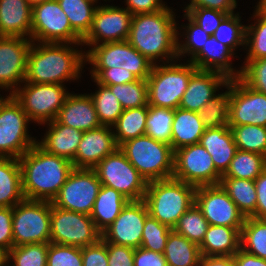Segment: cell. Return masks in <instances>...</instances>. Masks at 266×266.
I'll return each instance as SVG.
<instances>
[{"mask_svg": "<svg viewBox=\"0 0 266 266\" xmlns=\"http://www.w3.org/2000/svg\"><path fill=\"white\" fill-rule=\"evenodd\" d=\"M12 208L0 207V247L9 251L13 247Z\"/></svg>", "mask_w": 266, "mask_h": 266, "instance_id": "6f0895ef", "label": "cell"}, {"mask_svg": "<svg viewBox=\"0 0 266 266\" xmlns=\"http://www.w3.org/2000/svg\"><path fill=\"white\" fill-rule=\"evenodd\" d=\"M28 115L12 94L0 103V157L19 159L37 141L27 133ZM33 139V140H32Z\"/></svg>", "mask_w": 266, "mask_h": 266, "instance_id": "30bf717a", "label": "cell"}, {"mask_svg": "<svg viewBox=\"0 0 266 266\" xmlns=\"http://www.w3.org/2000/svg\"><path fill=\"white\" fill-rule=\"evenodd\" d=\"M12 213L13 246L50 243L51 201L23 199Z\"/></svg>", "mask_w": 266, "mask_h": 266, "instance_id": "52a82bcc", "label": "cell"}, {"mask_svg": "<svg viewBox=\"0 0 266 266\" xmlns=\"http://www.w3.org/2000/svg\"><path fill=\"white\" fill-rule=\"evenodd\" d=\"M8 261V251L0 247V266H5Z\"/></svg>", "mask_w": 266, "mask_h": 266, "instance_id": "03108f58", "label": "cell"}, {"mask_svg": "<svg viewBox=\"0 0 266 266\" xmlns=\"http://www.w3.org/2000/svg\"><path fill=\"white\" fill-rule=\"evenodd\" d=\"M220 185L244 217H250L256 211L257 191L254 181L221 177Z\"/></svg>", "mask_w": 266, "mask_h": 266, "instance_id": "1f68e13d", "label": "cell"}, {"mask_svg": "<svg viewBox=\"0 0 266 266\" xmlns=\"http://www.w3.org/2000/svg\"><path fill=\"white\" fill-rule=\"evenodd\" d=\"M237 149L266 157V127L257 125H228Z\"/></svg>", "mask_w": 266, "mask_h": 266, "instance_id": "74e56055", "label": "cell"}, {"mask_svg": "<svg viewBox=\"0 0 266 266\" xmlns=\"http://www.w3.org/2000/svg\"><path fill=\"white\" fill-rule=\"evenodd\" d=\"M240 248L266 260V219L245 217L241 229Z\"/></svg>", "mask_w": 266, "mask_h": 266, "instance_id": "d590c367", "label": "cell"}, {"mask_svg": "<svg viewBox=\"0 0 266 266\" xmlns=\"http://www.w3.org/2000/svg\"><path fill=\"white\" fill-rule=\"evenodd\" d=\"M153 63L143 56L127 41V58L126 61L120 65L132 72L138 79L147 80L149 77Z\"/></svg>", "mask_w": 266, "mask_h": 266, "instance_id": "f5cc1de1", "label": "cell"}, {"mask_svg": "<svg viewBox=\"0 0 266 266\" xmlns=\"http://www.w3.org/2000/svg\"><path fill=\"white\" fill-rule=\"evenodd\" d=\"M229 79L217 72L196 70L190 77L188 87L181 98L179 107L199 112L206 103L217 96L219 86H227Z\"/></svg>", "mask_w": 266, "mask_h": 266, "instance_id": "44dd1931", "label": "cell"}, {"mask_svg": "<svg viewBox=\"0 0 266 266\" xmlns=\"http://www.w3.org/2000/svg\"><path fill=\"white\" fill-rule=\"evenodd\" d=\"M24 199L53 201L74 169L66 158L35 143L19 159Z\"/></svg>", "mask_w": 266, "mask_h": 266, "instance_id": "6da1fadb", "label": "cell"}, {"mask_svg": "<svg viewBox=\"0 0 266 266\" xmlns=\"http://www.w3.org/2000/svg\"><path fill=\"white\" fill-rule=\"evenodd\" d=\"M266 127V94L247 86L240 78L230 80V112L228 125Z\"/></svg>", "mask_w": 266, "mask_h": 266, "instance_id": "2e32d148", "label": "cell"}, {"mask_svg": "<svg viewBox=\"0 0 266 266\" xmlns=\"http://www.w3.org/2000/svg\"><path fill=\"white\" fill-rule=\"evenodd\" d=\"M222 175L216 170L211 155L200 144L174 151L172 178L195 187L220 184Z\"/></svg>", "mask_w": 266, "mask_h": 266, "instance_id": "4fadbf2b", "label": "cell"}, {"mask_svg": "<svg viewBox=\"0 0 266 266\" xmlns=\"http://www.w3.org/2000/svg\"><path fill=\"white\" fill-rule=\"evenodd\" d=\"M235 266H266V260L249 254L241 248L233 255Z\"/></svg>", "mask_w": 266, "mask_h": 266, "instance_id": "be15d7a7", "label": "cell"}, {"mask_svg": "<svg viewBox=\"0 0 266 266\" xmlns=\"http://www.w3.org/2000/svg\"><path fill=\"white\" fill-rule=\"evenodd\" d=\"M236 6V0H191V3L187 5V7H200L219 10L228 14H232Z\"/></svg>", "mask_w": 266, "mask_h": 266, "instance_id": "6125c7cd", "label": "cell"}, {"mask_svg": "<svg viewBox=\"0 0 266 266\" xmlns=\"http://www.w3.org/2000/svg\"><path fill=\"white\" fill-rule=\"evenodd\" d=\"M208 226L209 223L204 218L202 211L194 204L179 218L173 230L189 241L200 245Z\"/></svg>", "mask_w": 266, "mask_h": 266, "instance_id": "b9f144b4", "label": "cell"}, {"mask_svg": "<svg viewBox=\"0 0 266 266\" xmlns=\"http://www.w3.org/2000/svg\"><path fill=\"white\" fill-rule=\"evenodd\" d=\"M23 199L19 160L0 157V207L13 208Z\"/></svg>", "mask_w": 266, "mask_h": 266, "instance_id": "f546056e", "label": "cell"}, {"mask_svg": "<svg viewBox=\"0 0 266 266\" xmlns=\"http://www.w3.org/2000/svg\"><path fill=\"white\" fill-rule=\"evenodd\" d=\"M233 51L214 36H210L203 46L202 50L190 60L198 70H207L220 73L229 80L241 77V69L237 72L231 68L230 59Z\"/></svg>", "mask_w": 266, "mask_h": 266, "instance_id": "d4e9b609", "label": "cell"}, {"mask_svg": "<svg viewBox=\"0 0 266 266\" xmlns=\"http://www.w3.org/2000/svg\"><path fill=\"white\" fill-rule=\"evenodd\" d=\"M256 7V10L266 13V0H260Z\"/></svg>", "mask_w": 266, "mask_h": 266, "instance_id": "003e7915", "label": "cell"}, {"mask_svg": "<svg viewBox=\"0 0 266 266\" xmlns=\"http://www.w3.org/2000/svg\"><path fill=\"white\" fill-rule=\"evenodd\" d=\"M63 44H31L24 82L63 85L65 80H76L83 67L85 54Z\"/></svg>", "mask_w": 266, "mask_h": 266, "instance_id": "3957f363", "label": "cell"}, {"mask_svg": "<svg viewBox=\"0 0 266 266\" xmlns=\"http://www.w3.org/2000/svg\"><path fill=\"white\" fill-rule=\"evenodd\" d=\"M47 266H83L82 248L50 242Z\"/></svg>", "mask_w": 266, "mask_h": 266, "instance_id": "681fc988", "label": "cell"}, {"mask_svg": "<svg viewBox=\"0 0 266 266\" xmlns=\"http://www.w3.org/2000/svg\"><path fill=\"white\" fill-rule=\"evenodd\" d=\"M99 90L90 97L94 103L99 122L103 126H111L117 121L123 113L121 103L111 92V90L104 85L97 83Z\"/></svg>", "mask_w": 266, "mask_h": 266, "instance_id": "60d3db41", "label": "cell"}, {"mask_svg": "<svg viewBox=\"0 0 266 266\" xmlns=\"http://www.w3.org/2000/svg\"><path fill=\"white\" fill-rule=\"evenodd\" d=\"M257 191L256 211L250 216L257 219H266V168L254 180Z\"/></svg>", "mask_w": 266, "mask_h": 266, "instance_id": "91938a15", "label": "cell"}, {"mask_svg": "<svg viewBox=\"0 0 266 266\" xmlns=\"http://www.w3.org/2000/svg\"><path fill=\"white\" fill-rule=\"evenodd\" d=\"M67 15L71 27L84 38L90 31L97 8L93 7L97 0H57Z\"/></svg>", "mask_w": 266, "mask_h": 266, "instance_id": "e575fe53", "label": "cell"}, {"mask_svg": "<svg viewBox=\"0 0 266 266\" xmlns=\"http://www.w3.org/2000/svg\"><path fill=\"white\" fill-rule=\"evenodd\" d=\"M226 87L228 91L210 99L201 111L198 112L205 129L228 126L230 112V80Z\"/></svg>", "mask_w": 266, "mask_h": 266, "instance_id": "f35d334b", "label": "cell"}, {"mask_svg": "<svg viewBox=\"0 0 266 266\" xmlns=\"http://www.w3.org/2000/svg\"><path fill=\"white\" fill-rule=\"evenodd\" d=\"M134 266H168L162 253L146 250L142 247L135 248Z\"/></svg>", "mask_w": 266, "mask_h": 266, "instance_id": "680465c9", "label": "cell"}, {"mask_svg": "<svg viewBox=\"0 0 266 266\" xmlns=\"http://www.w3.org/2000/svg\"><path fill=\"white\" fill-rule=\"evenodd\" d=\"M28 1H29V3H30L32 6H34V5L38 4V3L43 2L44 0H28Z\"/></svg>", "mask_w": 266, "mask_h": 266, "instance_id": "a7ac6f4b", "label": "cell"}, {"mask_svg": "<svg viewBox=\"0 0 266 266\" xmlns=\"http://www.w3.org/2000/svg\"><path fill=\"white\" fill-rule=\"evenodd\" d=\"M189 64H154L149 77L148 105L176 109L188 87L191 75L197 68Z\"/></svg>", "mask_w": 266, "mask_h": 266, "instance_id": "8992f818", "label": "cell"}, {"mask_svg": "<svg viewBox=\"0 0 266 266\" xmlns=\"http://www.w3.org/2000/svg\"><path fill=\"white\" fill-rule=\"evenodd\" d=\"M25 83L24 88H17L12 95L30 121L45 124L55 120L70 93L61 84Z\"/></svg>", "mask_w": 266, "mask_h": 266, "instance_id": "7c38bea8", "label": "cell"}, {"mask_svg": "<svg viewBox=\"0 0 266 266\" xmlns=\"http://www.w3.org/2000/svg\"><path fill=\"white\" fill-rule=\"evenodd\" d=\"M199 143L211 155L216 170L224 175L238 150L230 127L205 129Z\"/></svg>", "mask_w": 266, "mask_h": 266, "instance_id": "cb8c5ba5", "label": "cell"}, {"mask_svg": "<svg viewBox=\"0 0 266 266\" xmlns=\"http://www.w3.org/2000/svg\"><path fill=\"white\" fill-rule=\"evenodd\" d=\"M240 79L253 90L266 94V57L246 61Z\"/></svg>", "mask_w": 266, "mask_h": 266, "instance_id": "f907efd6", "label": "cell"}, {"mask_svg": "<svg viewBox=\"0 0 266 266\" xmlns=\"http://www.w3.org/2000/svg\"><path fill=\"white\" fill-rule=\"evenodd\" d=\"M132 16L125 8L97 6L92 27L82 39V44L93 46L99 45L101 40L102 44L126 41L129 37Z\"/></svg>", "mask_w": 266, "mask_h": 266, "instance_id": "e0dca14e", "label": "cell"}, {"mask_svg": "<svg viewBox=\"0 0 266 266\" xmlns=\"http://www.w3.org/2000/svg\"><path fill=\"white\" fill-rule=\"evenodd\" d=\"M199 266H235L233 256H203Z\"/></svg>", "mask_w": 266, "mask_h": 266, "instance_id": "e7e4bbea", "label": "cell"}, {"mask_svg": "<svg viewBox=\"0 0 266 266\" xmlns=\"http://www.w3.org/2000/svg\"><path fill=\"white\" fill-rule=\"evenodd\" d=\"M187 20L189 21L188 26L185 27L187 35L186 43L181 45L178 41V35L180 34L177 31V57L179 58L183 54L190 53L193 59L203 48L208 38L211 35L206 33L197 23H195L187 14H184Z\"/></svg>", "mask_w": 266, "mask_h": 266, "instance_id": "c3c4849f", "label": "cell"}, {"mask_svg": "<svg viewBox=\"0 0 266 266\" xmlns=\"http://www.w3.org/2000/svg\"><path fill=\"white\" fill-rule=\"evenodd\" d=\"M48 125L49 131L41 142L37 141V144L46 152L66 158L72 162L84 132L60 124L56 119L49 122Z\"/></svg>", "mask_w": 266, "mask_h": 266, "instance_id": "484cf974", "label": "cell"}, {"mask_svg": "<svg viewBox=\"0 0 266 266\" xmlns=\"http://www.w3.org/2000/svg\"><path fill=\"white\" fill-rule=\"evenodd\" d=\"M173 119L174 109L148 105L145 135L171 145Z\"/></svg>", "mask_w": 266, "mask_h": 266, "instance_id": "ab89813d", "label": "cell"}, {"mask_svg": "<svg viewBox=\"0 0 266 266\" xmlns=\"http://www.w3.org/2000/svg\"><path fill=\"white\" fill-rule=\"evenodd\" d=\"M31 41L82 44L57 0H44L32 6ZM71 42V43H70Z\"/></svg>", "mask_w": 266, "mask_h": 266, "instance_id": "9c48e42d", "label": "cell"}, {"mask_svg": "<svg viewBox=\"0 0 266 266\" xmlns=\"http://www.w3.org/2000/svg\"><path fill=\"white\" fill-rule=\"evenodd\" d=\"M127 41L153 64L177 58V27L170 8L133 15ZM171 58V59H170Z\"/></svg>", "mask_w": 266, "mask_h": 266, "instance_id": "7a4b0ae2", "label": "cell"}, {"mask_svg": "<svg viewBox=\"0 0 266 266\" xmlns=\"http://www.w3.org/2000/svg\"><path fill=\"white\" fill-rule=\"evenodd\" d=\"M85 54V61H89L93 69L120 68L127 58V40L93 45Z\"/></svg>", "mask_w": 266, "mask_h": 266, "instance_id": "836d02e7", "label": "cell"}, {"mask_svg": "<svg viewBox=\"0 0 266 266\" xmlns=\"http://www.w3.org/2000/svg\"><path fill=\"white\" fill-rule=\"evenodd\" d=\"M48 246L49 243L13 246L8 251V261L14 262L11 266H47Z\"/></svg>", "mask_w": 266, "mask_h": 266, "instance_id": "ee69618b", "label": "cell"}, {"mask_svg": "<svg viewBox=\"0 0 266 266\" xmlns=\"http://www.w3.org/2000/svg\"><path fill=\"white\" fill-rule=\"evenodd\" d=\"M195 190V186L174 178L152 181L147 184L143 201L150 216L173 229L195 204Z\"/></svg>", "mask_w": 266, "mask_h": 266, "instance_id": "277c9868", "label": "cell"}, {"mask_svg": "<svg viewBox=\"0 0 266 266\" xmlns=\"http://www.w3.org/2000/svg\"><path fill=\"white\" fill-rule=\"evenodd\" d=\"M56 120L63 125L82 132L101 127L94 103L90 95L69 94L61 107Z\"/></svg>", "mask_w": 266, "mask_h": 266, "instance_id": "7402d4cb", "label": "cell"}, {"mask_svg": "<svg viewBox=\"0 0 266 266\" xmlns=\"http://www.w3.org/2000/svg\"><path fill=\"white\" fill-rule=\"evenodd\" d=\"M195 204L210 225L243 227L244 215L220 184L196 187Z\"/></svg>", "mask_w": 266, "mask_h": 266, "instance_id": "9a60e30c", "label": "cell"}, {"mask_svg": "<svg viewBox=\"0 0 266 266\" xmlns=\"http://www.w3.org/2000/svg\"><path fill=\"white\" fill-rule=\"evenodd\" d=\"M255 11L254 16L258 23L256 22L254 26H246L245 44L249 46L246 61L266 57V13Z\"/></svg>", "mask_w": 266, "mask_h": 266, "instance_id": "bcb514c9", "label": "cell"}, {"mask_svg": "<svg viewBox=\"0 0 266 266\" xmlns=\"http://www.w3.org/2000/svg\"><path fill=\"white\" fill-rule=\"evenodd\" d=\"M127 7L132 15L155 13L167 8L160 0H126Z\"/></svg>", "mask_w": 266, "mask_h": 266, "instance_id": "94428289", "label": "cell"}, {"mask_svg": "<svg viewBox=\"0 0 266 266\" xmlns=\"http://www.w3.org/2000/svg\"><path fill=\"white\" fill-rule=\"evenodd\" d=\"M102 233L90 215L56 207L51 202L50 242L82 248L96 244Z\"/></svg>", "mask_w": 266, "mask_h": 266, "instance_id": "8fae6325", "label": "cell"}, {"mask_svg": "<svg viewBox=\"0 0 266 266\" xmlns=\"http://www.w3.org/2000/svg\"><path fill=\"white\" fill-rule=\"evenodd\" d=\"M93 169L102 185L119 191L129 201L143 200L148 183L119 148Z\"/></svg>", "mask_w": 266, "mask_h": 266, "instance_id": "ba28073f", "label": "cell"}, {"mask_svg": "<svg viewBox=\"0 0 266 266\" xmlns=\"http://www.w3.org/2000/svg\"><path fill=\"white\" fill-rule=\"evenodd\" d=\"M242 228L210 225L199 245L203 256H233L240 249Z\"/></svg>", "mask_w": 266, "mask_h": 266, "instance_id": "4316f807", "label": "cell"}, {"mask_svg": "<svg viewBox=\"0 0 266 266\" xmlns=\"http://www.w3.org/2000/svg\"><path fill=\"white\" fill-rule=\"evenodd\" d=\"M213 36L234 52L238 45H246V26L240 24L239 14H228L221 21Z\"/></svg>", "mask_w": 266, "mask_h": 266, "instance_id": "f6af8a7d", "label": "cell"}, {"mask_svg": "<svg viewBox=\"0 0 266 266\" xmlns=\"http://www.w3.org/2000/svg\"><path fill=\"white\" fill-rule=\"evenodd\" d=\"M104 86L111 90L123 109L148 106L147 80L138 79L130 83Z\"/></svg>", "mask_w": 266, "mask_h": 266, "instance_id": "7bdbcfd3", "label": "cell"}, {"mask_svg": "<svg viewBox=\"0 0 266 266\" xmlns=\"http://www.w3.org/2000/svg\"><path fill=\"white\" fill-rule=\"evenodd\" d=\"M147 115L148 106L123 110V113L112 125L116 129L114 136L118 146L129 139L145 135Z\"/></svg>", "mask_w": 266, "mask_h": 266, "instance_id": "d6a6232c", "label": "cell"}, {"mask_svg": "<svg viewBox=\"0 0 266 266\" xmlns=\"http://www.w3.org/2000/svg\"><path fill=\"white\" fill-rule=\"evenodd\" d=\"M101 186L94 169L74 168L52 204L90 215Z\"/></svg>", "mask_w": 266, "mask_h": 266, "instance_id": "5bb4252c", "label": "cell"}, {"mask_svg": "<svg viewBox=\"0 0 266 266\" xmlns=\"http://www.w3.org/2000/svg\"><path fill=\"white\" fill-rule=\"evenodd\" d=\"M83 266H109L107 242L102 238L93 245L82 247Z\"/></svg>", "mask_w": 266, "mask_h": 266, "instance_id": "11a10c76", "label": "cell"}, {"mask_svg": "<svg viewBox=\"0 0 266 266\" xmlns=\"http://www.w3.org/2000/svg\"><path fill=\"white\" fill-rule=\"evenodd\" d=\"M185 11L195 23L211 36H213L221 21L228 15V13L219 10L200 7H186Z\"/></svg>", "mask_w": 266, "mask_h": 266, "instance_id": "816d5d0a", "label": "cell"}, {"mask_svg": "<svg viewBox=\"0 0 266 266\" xmlns=\"http://www.w3.org/2000/svg\"><path fill=\"white\" fill-rule=\"evenodd\" d=\"M266 168V157L257 153L237 150L222 177L254 181Z\"/></svg>", "mask_w": 266, "mask_h": 266, "instance_id": "8d00e7d4", "label": "cell"}, {"mask_svg": "<svg viewBox=\"0 0 266 266\" xmlns=\"http://www.w3.org/2000/svg\"><path fill=\"white\" fill-rule=\"evenodd\" d=\"M119 149L147 183L172 178L174 151L171 145L143 135L125 141Z\"/></svg>", "mask_w": 266, "mask_h": 266, "instance_id": "5b68a950", "label": "cell"}, {"mask_svg": "<svg viewBox=\"0 0 266 266\" xmlns=\"http://www.w3.org/2000/svg\"><path fill=\"white\" fill-rule=\"evenodd\" d=\"M168 266H199V245L172 230L163 253Z\"/></svg>", "mask_w": 266, "mask_h": 266, "instance_id": "4dcf8cb0", "label": "cell"}, {"mask_svg": "<svg viewBox=\"0 0 266 266\" xmlns=\"http://www.w3.org/2000/svg\"><path fill=\"white\" fill-rule=\"evenodd\" d=\"M32 5L28 0H0V36L22 37L30 35Z\"/></svg>", "mask_w": 266, "mask_h": 266, "instance_id": "603a6c76", "label": "cell"}, {"mask_svg": "<svg viewBox=\"0 0 266 266\" xmlns=\"http://www.w3.org/2000/svg\"><path fill=\"white\" fill-rule=\"evenodd\" d=\"M135 249L107 242L109 266H134Z\"/></svg>", "mask_w": 266, "mask_h": 266, "instance_id": "9f6ffc18", "label": "cell"}, {"mask_svg": "<svg viewBox=\"0 0 266 266\" xmlns=\"http://www.w3.org/2000/svg\"><path fill=\"white\" fill-rule=\"evenodd\" d=\"M173 229L161 224L155 218L148 215L145 219L141 247L158 253H164L167 238Z\"/></svg>", "mask_w": 266, "mask_h": 266, "instance_id": "7dc6e473", "label": "cell"}, {"mask_svg": "<svg viewBox=\"0 0 266 266\" xmlns=\"http://www.w3.org/2000/svg\"><path fill=\"white\" fill-rule=\"evenodd\" d=\"M205 128L198 112L189 111L180 107L174 110L172 123L171 147L173 151L197 144Z\"/></svg>", "mask_w": 266, "mask_h": 266, "instance_id": "83f0119b", "label": "cell"}, {"mask_svg": "<svg viewBox=\"0 0 266 266\" xmlns=\"http://www.w3.org/2000/svg\"><path fill=\"white\" fill-rule=\"evenodd\" d=\"M129 200L119 191L102 185L90 216L96 228L102 233L119 216Z\"/></svg>", "mask_w": 266, "mask_h": 266, "instance_id": "f1b7e54d", "label": "cell"}, {"mask_svg": "<svg viewBox=\"0 0 266 266\" xmlns=\"http://www.w3.org/2000/svg\"><path fill=\"white\" fill-rule=\"evenodd\" d=\"M149 215L143 200L129 201L114 222L102 232L105 242L116 245L141 247L145 219Z\"/></svg>", "mask_w": 266, "mask_h": 266, "instance_id": "ac0fdd59", "label": "cell"}, {"mask_svg": "<svg viewBox=\"0 0 266 266\" xmlns=\"http://www.w3.org/2000/svg\"><path fill=\"white\" fill-rule=\"evenodd\" d=\"M111 126H101L85 131L79 143L72 164L74 168L93 169L107 155L114 153L119 146L116 143Z\"/></svg>", "mask_w": 266, "mask_h": 266, "instance_id": "ffe728a7", "label": "cell"}, {"mask_svg": "<svg viewBox=\"0 0 266 266\" xmlns=\"http://www.w3.org/2000/svg\"><path fill=\"white\" fill-rule=\"evenodd\" d=\"M91 73V76L95 82L101 85H118L138 80V78L132 72L121 67H114L110 69H93Z\"/></svg>", "mask_w": 266, "mask_h": 266, "instance_id": "db71d44e", "label": "cell"}, {"mask_svg": "<svg viewBox=\"0 0 266 266\" xmlns=\"http://www.w3.org/2000/svg\"><path fill=\"white\" fill-rule=\"evenodd\" d=\"M30 40L0 36V87L12 89L9 94L21 86L18 83L25 81L28 52L33 43Z\"/></svg>", "mask_w": 266, "mask_h": 266, "instance_id": "d6986e66", "label": "cell"}]
</instances>
